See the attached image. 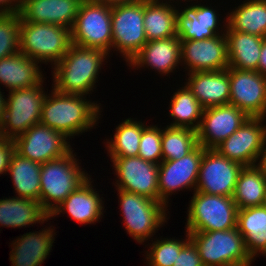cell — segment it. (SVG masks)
<instances>
[{
  "mask_svg": "<svg viewBox=\"0 0 266 266\" xmlns=\"http://www.w3.org/2000/svg\"><path fill=\"white\" fill-rule=\"evenodd\" d=\"M244 166L215 149H205L200 162L196 191L232 197L238 175Z\"/></svg>",
  "mask_w": 266,
  "mask_h": 266,
  "instance_id": "cell-11",
  "label": "cell"
},
{
  "mask_svg": "<svg viewBox=\"0 0 266 266\" xmlns=\"http://www.w3.org/2000/svg\"><path fill=\"white\" fill-rule=\"evenodd\" d=\"M203 153L204 148L198 145L191 153L181 159L162 161L159 164V202L167 206L169 195L183 188L190 189L194 187V191H196Z\"/></svg>",
  "mask_w": 266,
  "mask_h": 266,
  "instance_id": "cell-16",
  "label": "cell"
},
{
  "mask_svg": "<svg viewBox=\"0 0 266 266\" xmlns=\"http://www.w3.org/2000/svg\"><path fill=\"white\" fill-rule=\"evenodd\" d=\"M228 68L258 71L262 43L266 38L232 30L227 24Z\"/></svg>",
  "mask_w": 266,
  "mask_h": 266,
  "instance_id": "cell-25",
  "label": "cell"
},
{
  "mask_svg": "<svg viewBox=\"0 0 266 266\" xmlns=\"http://www.w3.org/2000/svg\"><path fill=\"white\" fill-rule=\"evenodd\" d=\"M258 72L266 76V40L262 43L260 58L258 62Z\"/></svg>",
  "mask_w": 266,
  "mask_h": 266,
  "instance_id": "cell-42",
  "label": "cell"
},
{
  "mask_svg": "<svg viewBox=\"0 0 266 266\" xmlns=\"http://www.w3.org/2000/svg\"><path fill=\"white\" fill-rule=\"evenodd\" d=\"M40 170V163L14 152L7 172L12 177L15 193H18L16 197L40 202Z\"/></svg>",
  "mask_w": 266,
  "mask_h": 266,
  "instance_id": "cell-31",
  "label": "cell"
},
{
  "mask_svg": "<svg viewBox=\"0 0 266 266\" xmlns=\"http://www.w3.org/2000/svg\"><path fill=\"white\" fill-rule=\"evenodd\" d=\"M42 80L29 88L9 91L0 132L6 139L14 140L29 128L40 123L43 101L46 93Z\"/></svg>",
  "mask_w": 266,
  "mask_h": 266,
  "instance_id": "cell-8",
  "label": "cell"
},
{
  "mask_svg": "<svg viewBox=\"0 0 266 266\" xmlns=\"http://www.w3.org/2000/svg\"><path fill=\"white\" fill-rule=\"evenodd\" d=\"M82 0H22L20 17L27 22L72 29Z\"/></svg>",
  "mask_w": 266,
  "mask_h": 266,
  "instance_id": "cell-19",
  "label": "cell"
},
{
  "mask_svg": "<svg viewBox=\"0 0 266 266\" xmlns=\"http://www.w3.org/2000/svg\"><path fill=\"white\" fill-rule=\"evenodd\" d=\"M118 192L125 229L137 242L147 241L166 222L167 206L134 192Z\"/></svg>",
  "mask_w": 266,
  "mask_h": 266,
  "instance_id": "cell-9",
  "label": "cell"
},
{
  "mask_svg": "<svg viewBox=\"0 0 266 266\" xmlns=\"http://www.w3.org/2000/svg\"><path fill=\"white\" fill-rule=\"evenodd\" d=\"M21 5L22 0H0V15L4 13L20 12Z\"/></svg>",
  "mask_w": 266,
  "mask_h": 266,
  "instance_id": "cell-41",
  "label": "cell"
},
{
  "mask_svg": "<svg viewBox=\"0 0 266 266\" xmlns=\"http://www.w3.org/2000/svg\"><path fill=\"white\" fill-rule=\"evenodd\" d=\"M181 61L188 73L220 71L229 67L225 33L205 40H181Z\"/></svg>",
  "mask_w": 266,
  "mask_h": 266,
  "instance_id": "cell-18",
  "label": "cell"
},
{
  "mask_svg": "<svg viewBox=\"0 0 266 266\" xmlns=\"http://www.w3.org/2000/svg\"><path fill=\"white\" fill-rule=\"evenodd\" d=\"M265 118H249L214 149L242 166L256 165L266 137Z\"/></svg>",
  "mask_w": 266,
  "mask_h": 266,
  "instance_id": "cell-15",
  "label": "cell"
},
{
  "mask_svg": "<svg viewBox=\"0 0 266 266\" xmlns=\"http://www.w3.org/2000/svg\"><path fill=\"white\" fill-rule=\"evenodd\" d=\"M118 180L117 190L134 192L159 201V165L141 157H111Z\"/></svg>",
  "mask_w": 266,
  "mask_h": 266,
  "instance_id": "cell-13",
  "label": "cell"
},
{
  "mask_svg": "<svg viewBox=\"0 0 266 266\" xmlns=\"http://www.w3.org/2000/svg\"><path fill=\"white\" fill-rule=\"evenodd\" d=\"M227 25L234 31L266 38V0H248L228 14Z\"/></svg>",
  "mask_w": 266,
  "mask_h": 266,
  "instance_id": "cell-32",
  "label": "cell"
},
{
  "mask_svg": "<svg viewBox=\"0 0 266 266\" xmlns=\"http://www.w3.org/2000/svg\"><path fill=\"white\" fill-rule=\"evenodd\" d=\"M86 96L66 94L52 90L46 95L41 111L40 123L63 134L66 138L79 135L92 128L100 113V106L87 101Z\"/></svg>",
  "mask_w": 266,
  "mask_h": 266,
  "instance_id": "cell-1",
  "label": "cell"
},
{
  "mask_svg": "<svg viewBox=\"0 0 266 266\" xmlns=\"http://www.w3.org/2000/svg\"><path fill=\"white\" fill-rule=\"evenodd\" d=\"M112 6L82 0L71 33V43L100 49L109 54L112 47Z\"/></svg>",
  "mask_w": 266,
  "mask_h": 266,
  "instance_id": "cell-7",
  "label": "cell"
},
{
  "mask_svg": "<svg viewBox=\"0 0 266 266\" xmlns=\"http://www.w3.org/2000/svg\"><path fill=\"white\" fill-rule=\"evenodd\" d=\"M138 157L158 165L163 161L162 130L158 126H146L142 130Z\"/></svg>",
  "mask_w": 266,
  "mask_h": 266,
  "instance_id": "cell-38",
  "label": "cell"
},
{
  "mask_svg": "<svg viewBox=\"0 0 266 266\" xmlns=\"http://www.w3.org/2000/svg\"><path fill=\"white\" fill-rule=\"evenodd\" d=\"M188 76L186 86L204 109L229 104V68L220 71L192 72L188 73Z\"/></svg>",
  "mask_w": 266,
  "mask_h": 266,
  "instance_id": "cell-20",
  "label": "cell"
},
{
  "mask_svg": "<svg viewBox=\"0 0 266 266\" xmlns=\"http://www.w3.org/2000/svg\"><path fill=\"white\" fill-rule=\"evenodd\" d=\"M236 228L252 260L259 253L266 256V204L238 209Z\"/></svg>",
  "mask_w": 266,
  "mask_h": 266,
  "instance_id": "cell-27",
  "label": "cell"
},
{
  "mask_svg": "<svg viewBox=\"0 0 266 266\" xmlns=\"http://www.w3.org/2000/svg\"><path fill=\"white\" fill-rule=\"evenodd\" d=\"M20 51V13L0 15V59Z\"/></svg>",
  "mask_w": 266,
  "mask_h": 266,
  "instance_id": "cell-36",
  "label": "cell"
},
{
  "mask_svg": "<svg viewBox=\"0 0 266 266\" xmlns=\"http://www.w3.org/2000/svg\"><path fill=\"white\" fill-rule=\"evenodd\" d=\"M204 266H250L252 260L237 228L188 232Z\"/></svg>",
  "mask_w": 266,
  "mask_h": 266,
  "instance_id": "cell-5",
  "label": "cell"
},
{
  "mask_svg": "<svg viewBox=\"0 0 266 266\" xmlns=\"http://www.w3.org/2000/svg\"><path fill=\"white\" fill-rule=\"evenodd\" d=\"M173 266H204L198 250L191 240L182 247Z\"/></svg>",
  "mask_w": 266,
  "mask_h": 266,
  "instance_id": "cell-39",
  "label": "cell"
},
{
  "mask_svg": "<svg viewBox=\"0 0 266 266\" xmlns=\"http://www.w3.org/2000/svg\"><path fill=\"white\" fill-rule=\"evenodd\" d=\"M249 118L245 112L231 104L205 108L197 130L198 144L205 149H214Z\"/></svg>",
  "mask_w": 266,
  "mask_h": 266,
  "instance_id": "cell-17",
  "label": "cell"
},
{
  "mask_svg": "<svg viewBox=\"0 0 266 266\" xmlns=\"http://www.w3.org/2000/svg\"><path fill=\"white\" fill-rule=\"evenodd\" d=\"M47 219L49 214L39 201L20 197L0 199V226L20 228Z\"/></svg>",
  "mask_w": 266,
  "mask_h": 266,
  "instance_id": "cell-28",
  "label": "cell"
},
{
  "mask_svg": "<svg viewBox=\"0 0 266 266\" xmlns=\"http://www.w3.org/2000/svg\"><path fill=\"white\" fill-rule=\"evenodd\" d=\"M74 156L76 155L71 150L62 158L41 164L40 203L49 215L89 179L88 173L81 171Z\"/></svg>",
  "mask_w": 266,
  "mask_h": 266,
  "instance_id": "cell-3",
  "label": "cell"
},
{
  "mask_svg": "<svg viewBox=\"0 0 266 266\" xmlns=\"http://www.w3.org/2000/svg\"><path fill=\"white\" fill-rule=\"evenodd\" d=\"M186 224L188 232H211L236 228L238 208L233 197L194 191Z\"/></svg>",
  "mask_w": 266,
  "mask_h": 266,
  "instance_id": "cell-6",
  "label": "cell"
},
{
  "mask_svg": "<svg viewBox=\"0 0 266 266\" xmlns=\"http://www.w3.org/2000/svg\"><path fill=\"white\" fill-rule=\"evenodd\" d=\"M92 181L89 178L76 191L72 192L60 205H58L49 218L59 215L63 211L81 224H92L98 222L103 215L104 206L102 198L92 188Z\"/></svg>",
  "mask_w": 266,
  "mask_h": 266,
  "instance_id": "cell-23",
  "label": "cell"
},
{
  "mask_svg": "<svg viewBox=\"0 0 266 266\" xmlns=\"http://www.w3.org/2000/svg\"><path fill=\"white\" fill-rule=\"evenodd\" d=\"M173 6V7H172ZM159 0H144V30L147 41L176 35L177 7Z\"/></svg>",
  "mask_w": 266,
  "mask_h": 266,
  "instance_id": "cell-30",
  "label": "cell"
},
{
  "mask_svg": "<svg viewBox=\"0 0 266 266\" xmlns=\"http://www.w3.org/2000/svg\"><path fill=\"white\" fill-rule=\"evenodd\" d=\"M3 97L4 95L0 91V125L3 123V116L6 108V99Z\"/></svg>",
  "mask_w": 266,
  "mask_h": 266,
  "instance_id": "cell-45",
  "label": "cell"
},
{
  "mask_svg": "<svg viewBox=\"0 0 266 266\" xmlns=\"http://www.w3.org/2000/svg\"><path fill=\"white\" fill-rule=\"evenodd\" d=\"M15 152V144L13 140L6 139L0 145V174L8 171L10 165L11 157Z\"/></svg>",
  "mask_w": 266,
  "mask_h": 266,
  "instance_id": "cell-40",
  "label": "cell"
},
{
  "mask_svg": "<svg viewBox=\"0 0 266 266\" xmlns=\"http://www.w3.org/2000/svg\"><path fill=\"white\" fill-rule=\"evenodd\" d=\"M70 45L71 33L67 27L27 22L20 17V52L25 56L56 65Z\"/></svg>",
  "mask_w": 266,
  "mask_h": 266,
  "instance_id": "cell-4",
  "label": "cell"
},
{
  "mask_svg": "<svg viewBox=\"0 0 266 266\" xmlns=\"http://www.w3.org/2000/svg\"><path fill=\"white\" fill-rule=\"evenodd\" d=\"M107 55L103 50L71 43L61 61L54 65V89L61 93L83 96L91 93Z\"/></svg>",
  "mask_w": 266,
  "mask_h": 266,
  "instance_id": "cell-2",
  "label": "cell"
},
{
  "mask_svg": "<svg viewBox=\"0 0 266 266\" xmlns=\"http://www.w3.org/2000/svg\"><path fill=\"white\" fill-rule=\"evenodd\" d=\"M92 2L96 3H103L105 5L114 6L119 4H130L134 2H139L142 0H91Z\"/></svg>",
  "mask_w": 266,
  "mask_h": 266,
  "instance_id": "cell-43",
  "label": "cell"
},
{
  "mask_svg": "<svg viewBox=\"0 0 266 266\" xmlns=\"http://www.w3.org/2000/svg\"><path fill=\"white\" fill-rule=\"evenodd\" d=\"M140 121L128 118L116 127L114 138L106 142L110 157H138L142 130ZM109 143V144H108Z\"/></svg>",
  "mask_w": 266,
  "mask_h": 266,
  "instance_id": "cell-34",
  "label": "cell"
},
{
  "mask_svg": "<svg viewBox=\"0 0 266 266\" xmlns=\"http://www.w3.org/2000/svg\"><path fill=\"white\" fill-rule=\"evenodd\" d=\"M66 140L68 139L63 134L37 123L13 142L15 152L21 157L42 164L68 154L72 148Z\"/></svg>",
  "mask_w": 266,
  "mask_h": 266,
  "instance_id": "cell-12",
  "label": "cell"
},
{
  "mask_svg": "<svg viewBox=\"0 0 266 266\" xmlns=\"http://www.w3.org/2000/svg\"><path fill=\"white\" fill-rule=\"evenodd\" d=\"M181 63V40L178 36L147 41L140 51L130 60L129 66L140 68L148 65L159 74L173 72Z\"/></svg>",
  "mask_w": 266,
  "mask_h": 266,
  "instance_id": "cell-21",
  "label": "cell"
},
{
  "mask_svg": "<svg viewBox=\"0 0 266 266\" xmlns=\"http://www.w3.org/2000/svg\"><path fill=\"white\" fill-rule=\"evenodd\" d=\"M186 240L164 238L154 241L147 251L146 259L148 266H173L182 247L190 240L189 233L186 231Z\"/></svg>",
  "mask_w": 266,
  "mask_h": 266,
  "instance_id": "cell-37",
  "label": "cell"
},
{
  "mask_svg": "<svg viewBox=\"0 0 266 266\" xmlns=\"http://www.w3.org/2000/svg\"><path fill=\"white\" fill-rule=\"evenodd\" d=\"M260 161L257 164L266 173V137L264 139L263 148L259 157Z\"/></svg>",
  "mask_w": 266,
  "mask_h": 266,
  "instance_id": "cell-44",
  "label": "cell"
},
{
  "mask_svg": "<svg viewBox=\"0 0 266 266\" xmlns=\"http://www.w3.org/2000/svg\"><path fill=\"white\" fill-rule=\"evenodd\" d=\"M230 100L251 118L266 117V76L258 71L229 68Z\"/></svg>",
  "mask_w": 266,
  "mask_h": 266,
  "instance_id": "cell-14",
  "label": "cell"
},
{
  "mask_svg": "<svg viewBox=\"0 0 266 266\" xmlns=\"http://www.w3.org/2000/svg\"><path fill=\"white\" fill-rule=\"evenodd\" d=\"M143 18L144 0L112 6V48L128 63L147 42Z\"/></svg>",
  "mask_w": 266,
  "mask_h": 266,
  "instance_id": "cell-10",
  "label": "cell"
},
{
  "mask_svg": "<svg viewBox=\"0 0 266 266\" xmlns=\"http://www.w3.org/2000/svg\"><path fill=\"white\" fill-rule=\"evenodd\" d=\"M37 232V233H36ZM29 232L12 241L11 266H40L50 253L54 243V229Z\"/></svg>",
  "mask_w": 266,
  "mask_h": 266,
  "instance_id": "cell-24",
  "label": "cell"
},
{
  "mask_svg": "<svg viewBox=\"0 0 266 266\" xmlns=\"http://www.w3.org/2000/svg\"><path fill=\"white\" fill-rule=\"evenodd\" d=\"M6 140L4 135L0 132V145Z\"/></svg>",
  "mask_w": 266,
  "mask_h": 266,
  "instance_id": "cell-46",
  "label": "cell"
},
{
  "mask_svg": "<svg viewBox=\"0 0 266 266\" xmlns=\"http://www.w3.org/2000/svg\"><path fill=\"white\" fill-rule=\"evenodd\" d=\"M169 108V114L175 121L168 126L185 127L196 131L199 129L204 108L187 86L174 93Z\"/></svg>",
  "mask_w": 266,
  "mask_h": 266,
  "instance_id": "cell-33",
  "label": "cell"
},
{
  "mask_svg": "<svg viewBox=\"0 0 266 266\" xmlns=\"http://www.w3.org/2000/svg\"><path fill=\"white\" fill-rule=\"evenodd\" d=\"M233 200L238 209L266 204V173L256 164L244 166L233 192Z\"/></svg>",
  "mask_w": 266,
  "mask_h": 266,
  "instance_id": "cell-29",
  "label": "cell"
},
{
  "mask_svg": "<svg viewBox=\"0 0 266 266\" xmlns=\"http://www.w3.org/2000/svg\"><path fill=\"white\" fill-rule=\"evenodd\" d=\"M217 13L208 6L191 5L176 13V35L180 40H205L220 35ZM217 30V32H216Z\"/></svg>",
  "mask_w": 266,
  "mask_h": 266,
  "instance_id": "cell-22",
  "label": "cell"
},
{
  "mask_svg": "<svg viewBox=\"0 0 266 266\" xmlns=\"http://www.w3.org/2000/svg\"><path fill=\"white\" fill-rule=\"evenodd\" d=\"M198 145L196 130L172 126L162 129L163 161L181 159L191 153Z\"/></svg>",
  "mask_w": 266,
  "mask_h": 266,
  "instance_id": "cell-35",
  "label": "cell"
},
{
  "mask_svg": "<svg viewBox=\"0 0 266 266\" xmlns=\"http://www.w3.org/2000/svg\"><path fill=\"white\" fill-rule=\"evenodd\" d=\"M38 64L20 51L0 59V83L9 91L38 85L44 79Z\"/></svg>",
  "mask_w": 266,
  "mask_h": 266,
  "instance_id": "cell-26",
  "label": "cell"
}]
</instances>
